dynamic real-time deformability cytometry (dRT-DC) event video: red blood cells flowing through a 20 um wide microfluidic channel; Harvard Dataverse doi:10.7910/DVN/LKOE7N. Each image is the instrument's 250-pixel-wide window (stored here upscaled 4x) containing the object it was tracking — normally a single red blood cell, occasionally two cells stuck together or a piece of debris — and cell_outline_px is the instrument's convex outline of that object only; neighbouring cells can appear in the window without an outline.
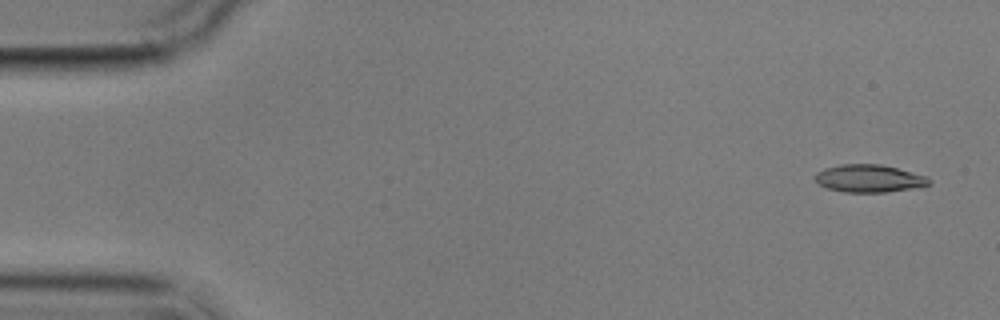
{"species": "common noctule bat (a hibernating species)", "species_latin": "Nyctalus noctula", "temperature_condition": "cold", "stored_images_in_passage": 5, "camera_frame_rate_fps": 3000, "um_per_image_px": 0.085, "animal": {"sex": "male", "body_mass_g": 17.9}, "frame": {"image": 1, "passage_image": 1, "time_ms": 0.0, "image_size_px": [1000, 320], "cell_outline_px": [[932, 184], [920, 188], [884, 192], [844, 192], [828, 188], [820, 184], [816, 180], [816, 172], [824, 168], [840, 164], [880, 164], [928, 176], [932, 180]], "centroid_in_image_um": [73.95, 15.17], "position_along_channel_um": 11.1, "area_um2": 18.5}}
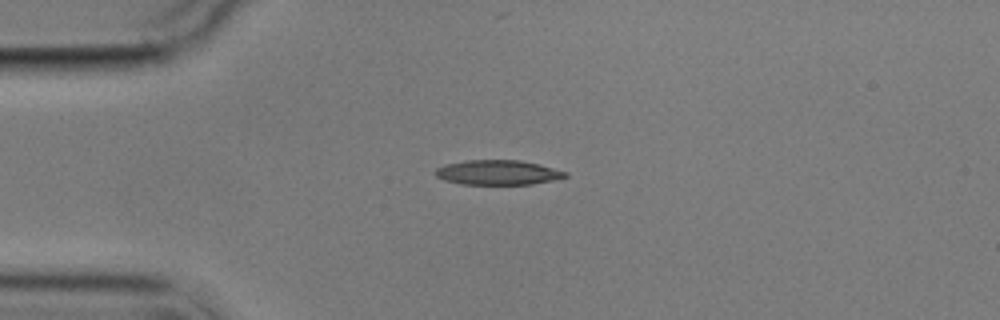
{"frame": {"image": 2, "passage_image": 4, "time_ms": 3.667, "image_size_px": [1000, 320], "cell_outline_px": [[568, 176], [552, 180], [532, 184], [460, 184], [444, 180], [436, 176], [432, 172], [436, 168], [444, 164], [468, 160], [520, 160], [568, 172]], "centroid_in_image_um": [42.25, 14.66], "position_along_channel_um": 42.8, "area_um2": 18.67}}